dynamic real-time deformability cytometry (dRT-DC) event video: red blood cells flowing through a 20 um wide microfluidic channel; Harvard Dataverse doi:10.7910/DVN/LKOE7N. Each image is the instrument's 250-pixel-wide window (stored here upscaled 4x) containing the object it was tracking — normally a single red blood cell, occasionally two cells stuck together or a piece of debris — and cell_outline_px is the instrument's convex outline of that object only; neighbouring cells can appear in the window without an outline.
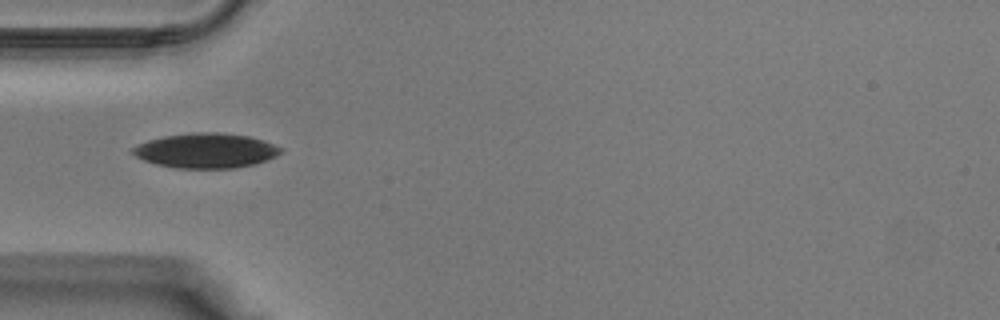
{"species": "Egyptian fruit bat (a non-hibernating species)", "species_latin": "Rousettus aegyptiacus", "temperature_condition": "warm", "stored_images_in_passage": 28, "camera_frame_rate_fps": 3000, "um_per_image_px": 0.085, "animal": {"sex": "male"}, "frame": {"image": 1, "passage_image": 1, "time_ms": 0.0, "image_size_px": [1000, 320], "cell_outline_px": [[284, 152], [268, 160], [252, 164], [232, 168], [176, 168], [156, 164], [144, 160], [128, 152], [136, 144], [148, 140], [164, 136], [192, 132], [220, 132], [248, 136], [264, 140], [284, 148]], "centroid_in_image_um": [17.5, 12.79], "position_along_channel_um": 67.5, "area_um2": 30.29}}
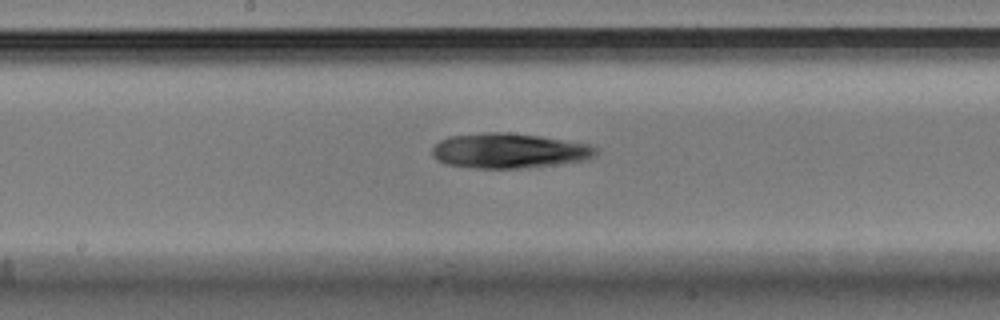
{"frame": {"image": 2, "passage_image": 9, "time_ms": 2.667, "image_size_px": [1000, 320], "cell_outline_px": [[600, 152], [592, 160], [520, 168], [476, 168], [448, 164], [436, 160], [432, 156], [432, 148], [440, 140], [448, 136], [484, 132], [504, 132], [536, 136], [592, 144]], "centroid_in_image_um": [43.31, 12.81], "position_along_channel_um": 204.9, "area_um2": 33.52}}
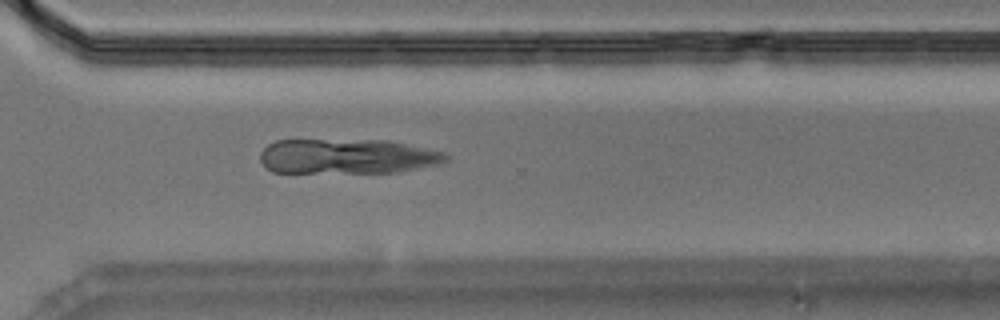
{"frame": {"image": 3, "passage_image": 17, "time_ms": 5.333, "image_size_px": [1000, 320], "cell_outline_px": [[448, 160], [436, 164], [400, 172], [272, 172], [260, 160], [260, 152], [268, 144], [276, 140], [384, 140], [444, 152], [448, 156]], "centroid_in_image_um": [29.48, 13.29], "position_along_channel_um": 341.1, "area_um2": 37.45}}